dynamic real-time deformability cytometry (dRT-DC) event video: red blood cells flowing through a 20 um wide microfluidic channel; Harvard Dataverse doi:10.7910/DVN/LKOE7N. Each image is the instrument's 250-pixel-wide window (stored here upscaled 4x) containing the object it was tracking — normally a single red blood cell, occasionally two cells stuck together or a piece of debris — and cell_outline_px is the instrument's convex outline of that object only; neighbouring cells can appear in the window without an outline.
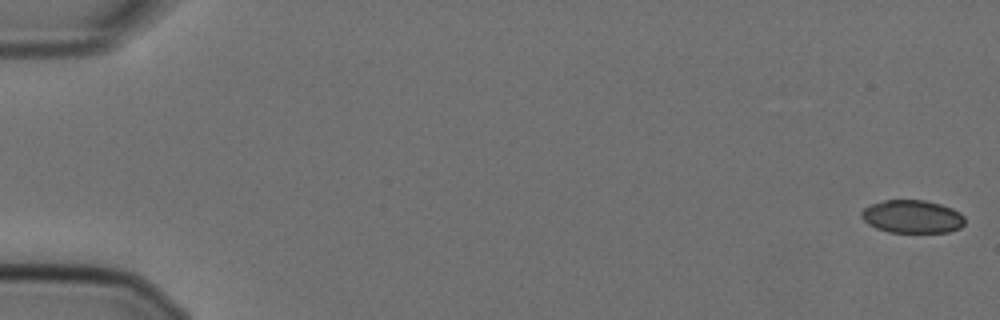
{"species": "Egyptian fruit bat (a non-hibernating species)", "species_latin": "Rousettus aegyptiacus", "temperature_condition": "cold", "stored_images_in_passage": 55, "camera_frame_rate_fps": 3000, "um_per_image_px": 0.085, "animal": {"sex": "female"}, "frame": {"image": 1, "passage_image": 1, "time_ms": 0.0, "image_size_px": [1000, 320], "cell_outline_px": [[964, 224], [960, 228], [948, 232], [888, 232], [876, 228], [868, 224], [860, 216], [860, 212], [864, 208], [872, 204], [884, 200], [924, 200], [940, 204], [952, 208], [960, 212], [964, 216]], "centroid_in_image_um": [77.54, 18.41], "position_along_channel_um": 7.5, "area_um2": 19.94}}
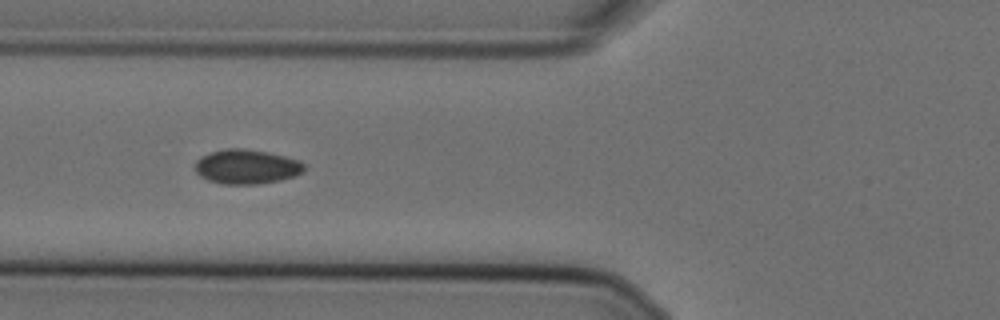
{"frame": {"image": 2, "passage_image": 22, "time_ms": 7.0, "image_size_px": [1000, 320], "cell_outline_px": [[304, 172], [280, 180], [256, 184], [224, 184], [208, 180], [200, 176], [196, 172], [196, 160], [200, 156], [212, 152], [228, 148], [244, 148], [268, 152], [300, 160], [304, 164]], "centroid_in_image_um": [20.96, 14.16], "position_along_channel_um": 104.8, "area_um2": 21.85}}
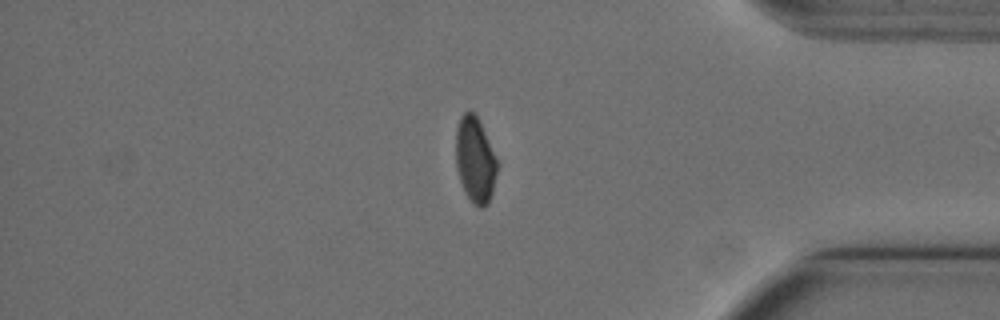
{"frame": {"image": 3, "passage_image": 48, "time_ms": 15.667, "image_size_px": [1000, 320], "cell_outline_px": [[496, 172], [492, 192], [488, 204], [484, 208], [480, 208], [472, 204], [460, 180], [456, 168], [456, 128], [460, 116], [464, 112], [472, 112], [476, 116], [480, 124], [496, 160]], "centroid_in_image_um": [40.35, 13.63], "position_along_channel_um": 394.9, "area_um2": 20.06}, "authors_computed_cell_mechanics": {"area_um2": 21.2704, "velocity_mm_per_s": 3.6102, "shape_relaxation_time_tau1_ms": null, "shape_relaxation_time_tau2_ms": 1.321, "deformation_change_tau1": null, "deformation_change_tau2": 0.0454}}